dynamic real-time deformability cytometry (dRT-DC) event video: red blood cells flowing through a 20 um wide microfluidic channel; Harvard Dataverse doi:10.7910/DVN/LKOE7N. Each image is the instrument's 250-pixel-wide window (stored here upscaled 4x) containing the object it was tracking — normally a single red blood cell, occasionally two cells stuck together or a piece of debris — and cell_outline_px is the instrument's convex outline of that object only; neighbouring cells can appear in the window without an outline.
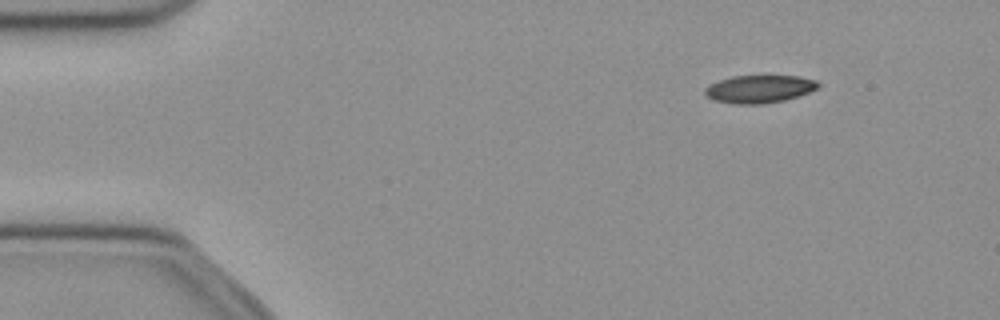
{"species": "common noctule bat (a hibernating species)", "species_latin": "Nyctalus noctula", "temperature_condition": "cold", "stored_images_in_passage": 51, "camera_frame_rate_fps": 3000, "um_per_image_px": 0.085, "animal": {"sex": "female", "body_mass_g": 21.9}, "frame": {"image": 1, "passage_image": 7, "time_ms": 2.0, "image_size_px": [1000, 320], "cell_outline_px": [[820, 88], [784, 100], [764, 104], [732, 104], [712, 100], [704, 96], [704, 88], [708, 84], [732, 76], [800, 76], [816, 80], [820, 84]], "centroid_in_image_um": [64.5, 7.57], "position_along_channel_um": 20.5, "area_um2": 18.55}}
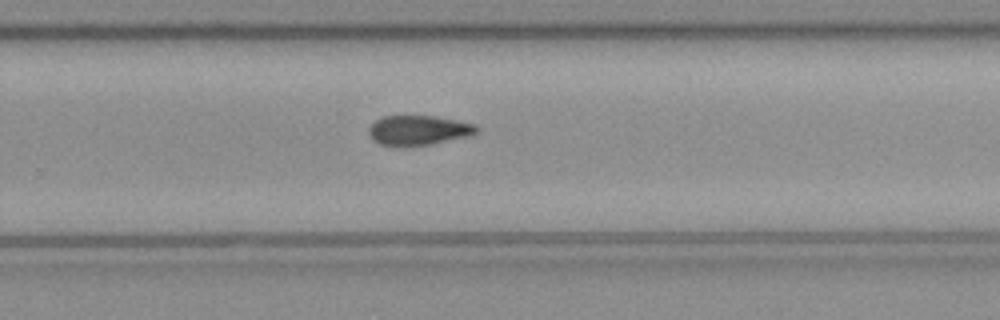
{"frame": {"image": 2, "passage_image": 34, "time_ms": 11.0, "image_size_px": [1000, 320], "cell_outline_px": [[480, 132], [472, 136], [432, 144], [380, 144], [368, 132], [368, 128], [380, 116], [432, 116], [456, 120], [476, 124], [480, 128]], "centroid_in_image_um": [35.68, 11.04], "position_along_channel_um": 294.1, "area_um2": 18.38}}
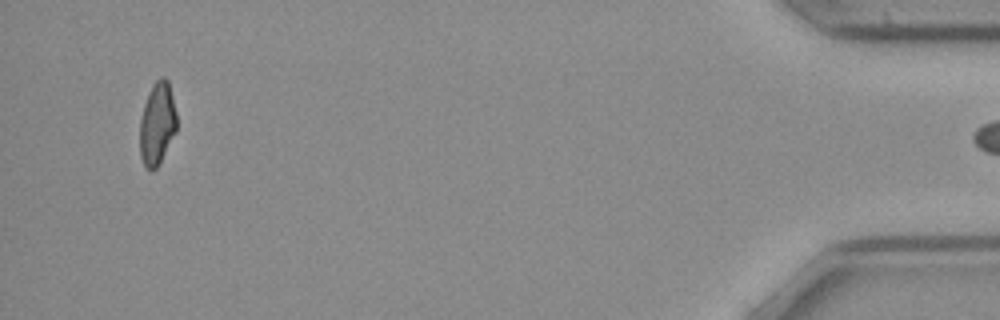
{"frame": {"image": 3, "passage_image": 50, "time_ms": 16.333, "image_size_px": [1000, 320], "cell_outline_px": [[176, 132], [156, 168], [144, 168], [140, 156], [140, 120], [144, 104], [156, 80], [160, 76], [164, 76], [168, 80], [176, 112]], "centroid_in_image_um": [13.36, 10.51], "position_along_channel_um": 421.8, "area_um2": 17.46}}